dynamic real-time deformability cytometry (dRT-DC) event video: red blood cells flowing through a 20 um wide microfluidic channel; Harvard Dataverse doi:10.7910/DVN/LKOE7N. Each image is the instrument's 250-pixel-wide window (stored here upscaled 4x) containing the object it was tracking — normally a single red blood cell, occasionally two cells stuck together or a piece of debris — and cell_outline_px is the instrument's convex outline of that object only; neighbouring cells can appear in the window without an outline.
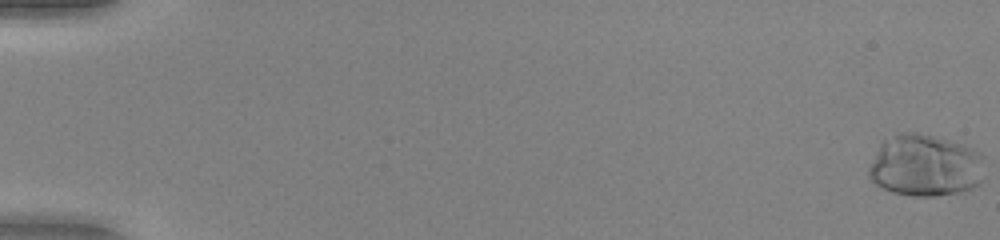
{"species": "human", "species_latin": "Homo sapiens", "temperature_condition": "warm", "stored_images_in_passage": 52, "camera_frame_rate_fps": 3000, "um_per_image_px": 0.085, "donor": {"sex": "female"}, "frame": {"image": 1, "passage_image": 1, "time_ms": 0.0, "image_size_px": [1000, 240], "cell_outline_px": [[984, 156], [980, 184], [972, 188], [960, 192], [936, 196], [912, 196], [892, 192], [880, 188], [868, 176], [868, 168], [880, 144], [884, 140], [904, 132], [916, 132], [948, 140], [972, 148], [980, 152]], "centroid_in_image_um": [78.64, 14.09], "position_along_channel_um": 6.4, "area_um2": 41.79}}
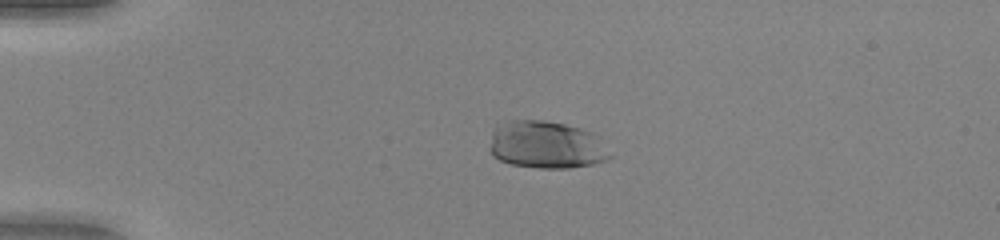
{"frame": {"image": 2, "passage_image": 14, "time_ms": 4.333, "image_size_px": [1000, 240], "cell_outline_px": [[612, 156], [608, 160], [592, 164], [568, 168], [540, 168], [512, 164], [500, 160], [492, 156], [492, 132], [496, 124], [504, 120], [544, 120], [564, 124], [580, 128], [592, 132]], "centroid_in_image_um": [46.41, 12.3], "position_along_channel_um": 38.6, "area_um2": 33.12}}